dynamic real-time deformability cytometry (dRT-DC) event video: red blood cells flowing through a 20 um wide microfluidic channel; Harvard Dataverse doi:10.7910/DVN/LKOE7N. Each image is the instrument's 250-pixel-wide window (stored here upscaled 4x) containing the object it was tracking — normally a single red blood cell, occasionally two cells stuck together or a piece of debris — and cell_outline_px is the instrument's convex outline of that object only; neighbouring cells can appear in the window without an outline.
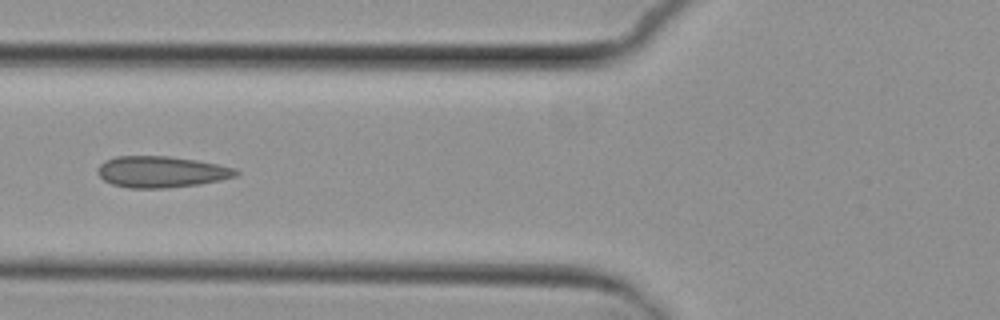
{"species": "common noctule bat (a hibernating species)", "species_latin": "Nyctalus noctula", "temperature_condition": "cold", "stored_images_in_passage": 7, "camera_frame_rate_fps": 3000, "um_per_image_px": 0.085, "animal": {"sex": "female", "body_mass_g": 29.2, "forearm_length_mm": 56.3}, "frame": {"image": 1, "passage_image": 7, "time_ms": 7.0, "image_size_px": [1000, 320], "cell_outline_px": [[240, 172], [236, 176], [220, 180], [200, 184], [168, 188], [128, 188], [112, 184], [104, 180], [96, 172], [96, 168], [104, 160], [116, 156], [168, 156], [196, 160], [236, 168]], "centroid_in_image_um": [13.68, 14.61], "position_along_channel_um": 112.1, "area_um2": 25.37}}